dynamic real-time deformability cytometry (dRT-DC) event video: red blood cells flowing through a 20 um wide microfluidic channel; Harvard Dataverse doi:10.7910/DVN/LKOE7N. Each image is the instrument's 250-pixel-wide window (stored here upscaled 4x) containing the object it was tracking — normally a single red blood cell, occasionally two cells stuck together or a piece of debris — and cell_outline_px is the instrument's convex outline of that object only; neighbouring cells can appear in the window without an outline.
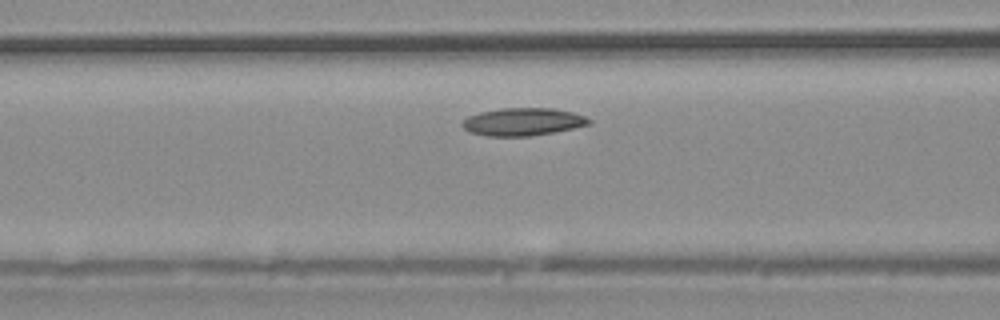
{"species": "common noctule bat (a hibernating species)", "species_latin": "Nyctalus noctula", "temperature_condition": "warm", "stored_images_in_passage": 26, "camera_frame_rate_fps": 3000, "um_per_image_px": 0.085, "animal": {"sex": "male", "body_mass_g": 20.4}, "frame": {"image": 1, "passage_image": 8, "time_ms": 2.333, "image_size_px": [1000, 320], "cell_outline_px": [[592, 124], [552, 132], [528, 136], [488, 136], [468, 132], [460, 124], [468, 116], [480, 112], [504, 108], [552, 108], [572, 112], [584, 116], [592, 120]], "centroid_in_image_um": [44.43, 10.35], "position_along_channel_um": 122.2, "area_um2": 20.35}}
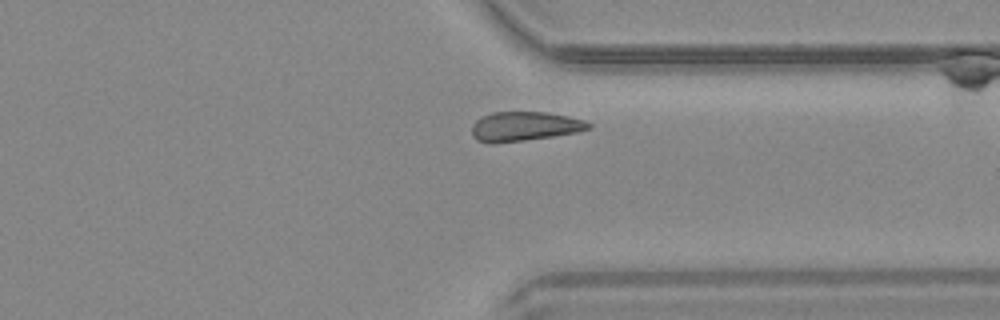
{"frame": {"image": 2, "passage_image": 22, "time_ms": 7.0, "image_size_px": [1000, 320], "cell_outline_px": [[592, 128], [576, 132], [552, 136], [524, 140], [492, 144], [488, 144], [476, 140], [472, 136], [472, 124], [480, 116], [492, 112], [548, 112], [568, 116], [584, 120], [592, 124]], "centroid_in_image_um": [44.54, 10.74], "position_along_channel_um": 366.9, "area_um2": 20.17}}